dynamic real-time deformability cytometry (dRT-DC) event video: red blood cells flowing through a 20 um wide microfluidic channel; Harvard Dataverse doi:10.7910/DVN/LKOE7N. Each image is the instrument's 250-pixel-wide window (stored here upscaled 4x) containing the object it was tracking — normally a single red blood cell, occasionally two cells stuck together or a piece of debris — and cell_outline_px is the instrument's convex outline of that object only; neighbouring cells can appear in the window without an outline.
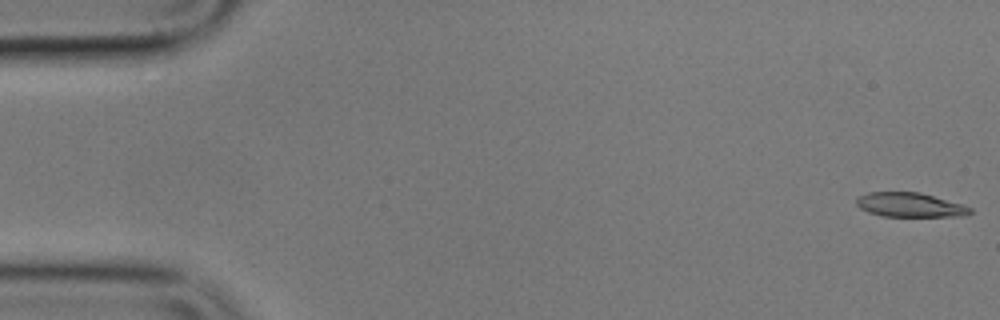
{"species": "common noctule bat (a hibernating species)", "species_latin": "Nyctalus noctula", "temperature_condition": "cold", "stored_images_in_passage": 57, "camera_frame_rate_fps": 3000, "um_per_image_px": 0.085, "animal": {"sex": "male", "body_mass_g": 17.9}, "frame": {"image": 1, "passage_image": 1, "time_ms": 0.0, "image_size_px": [1000, 320], "cell_outline_px": [[972, 212], [964, 216], [884, 216], [868, 212], [860, 208], [856, 204], [856, 196], [868, 192], [920, 192], [964, 204], [972, 208]], "centroid_in_image_um": [77.35, 17.4], "position_along_channel_um": 7.7, "area_um2": 16.24}}
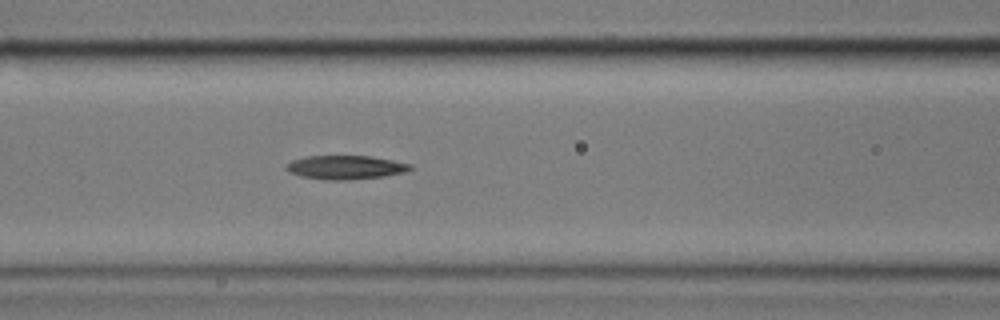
{"frame": {"image": 2, "passage_image": 23, "time_ms": 7.333, "image_size_px": [1000, 320], "cell_outline_px": [[412, 168], [404, 172], [384, 176], [348, 180], [328, 180], [300, 176], [288, 172], [284, 168], [292, 160], [304, 156], [372, 156], [412, 164]], "centroid_in_image_um": [29.34, 14.22], "position_along_channel_um": 137.3, "area_um2": 17.22}}
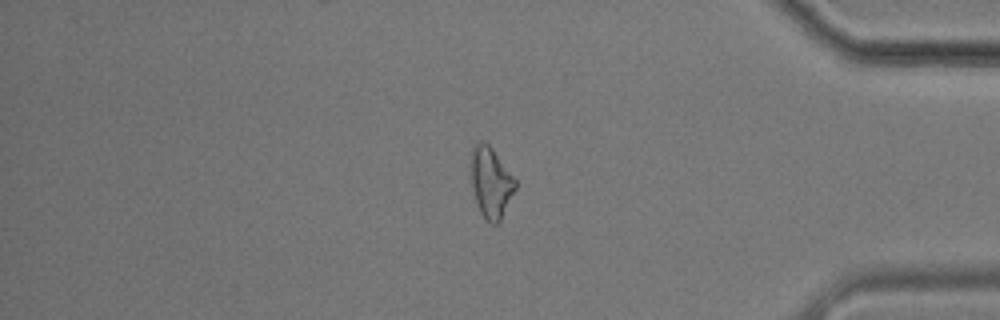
{"frame": {"image": 3, "passage_image": 47, "time_ms": 15.333, "image_size_px": [1000, 320], "cell_outline_px": [[516, 188], [500, 220], [496, 224], [492, 224], [480, 212], [476, 204], [472, 188], [472, 148], [480, 140], [488, 144], [492, 148], [516, 180]], "centroid_in_image_um": [41.73, 15.51], "position_along_channel_um": 393.5, "area_um2": 17.86}}